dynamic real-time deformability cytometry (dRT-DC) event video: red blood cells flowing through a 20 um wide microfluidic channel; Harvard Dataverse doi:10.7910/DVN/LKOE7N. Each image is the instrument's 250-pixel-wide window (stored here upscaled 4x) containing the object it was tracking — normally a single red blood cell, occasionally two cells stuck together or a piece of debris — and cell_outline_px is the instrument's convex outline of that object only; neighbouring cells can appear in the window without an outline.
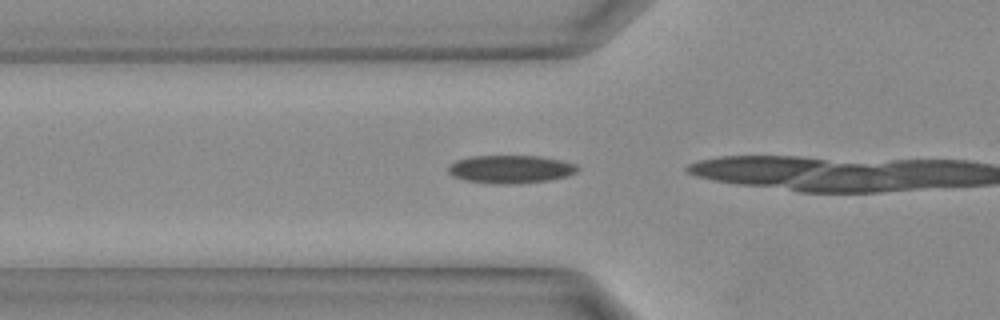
{"species": "Egyptian fruit bat (a non-hibernating species)", "species_latin": "Rousettus aegyptiacus", "temperature_condition": "warm", "stored_images_in_passage": 8, "camera_frame_rate_fps": 3000, "um_per_image_px": 0.085, "animal": {"sex": "female"}, "frame": {"image": 1, "passage_image": 5, "time_ms": 1.333, "image_size_px": [1000, 320], "cell_outline_px": [[580, 168], [576, 172], [568, 176], [548, 180], [508, 184], [500, 184], [464, 180], [452, 176], [448, 172], [448, 168], [456, 160], [472, 156], [540, 156], [560, 160], [576, 164]], "centroid_in_image_um": [43.41, 14.38], "position_along_channel_um": 82.4, "area_um2": 20.98}}